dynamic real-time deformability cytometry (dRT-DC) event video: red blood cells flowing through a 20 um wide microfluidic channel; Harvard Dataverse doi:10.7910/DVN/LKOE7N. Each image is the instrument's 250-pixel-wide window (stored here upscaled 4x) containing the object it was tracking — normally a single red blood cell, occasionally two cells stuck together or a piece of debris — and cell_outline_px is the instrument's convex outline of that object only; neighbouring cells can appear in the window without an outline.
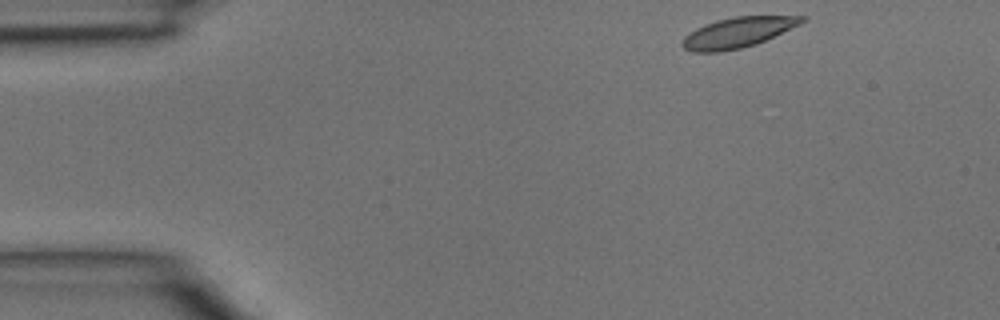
{"species": "common noctule bat (a hibernating species)", "species_latin": "Nyctalus noctula", "temperature_condition": "room temperature", "stored_images_in_passage": 3, "camera_frame_rate_fps": 3000, "um_per_image_px": 0.085, "animal": {"sex": "male", "body_mass_g": 15.6}, "frame": {"image": 1, "passage_image": 1, "time_ms": 0.0, "image_size_px": [1000, 320], "cell_outline_px": [[808, 20], [800, 24], [756, 44], [740, 48], [720, 52], [692, 52], [684, 48], [680, 44], [684, 36], [696, 28], [704, 24], [716, 20], [736, 16], [808, 16]], "centroid_in_image_um": [62.69, 2.76], "position_along_channel_um": 22.3, "area_um2": 21.1}}
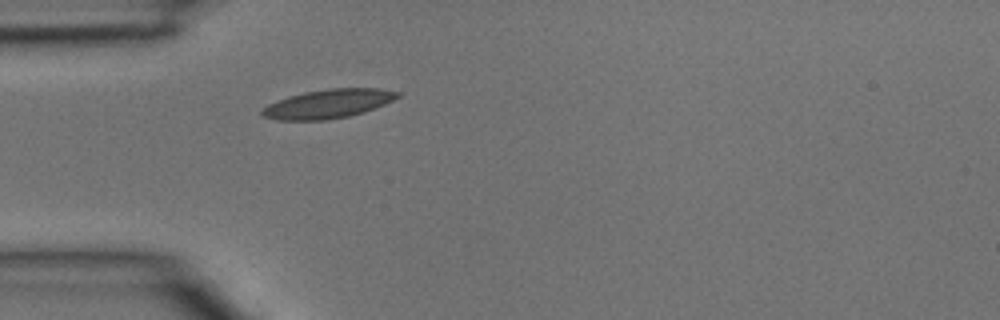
{"frame": {"image": 2, "passage_image": 3, "time_ms": 0.667, "image_size_px": [1000, 320], "cell_outline_px": [[400, 96], [384, 104], [364, 112], [348, 116], [328, 120], [280, 120], [264, 116], [260, 112], [268, 104], [288, 96], [304, 92], [328, 88], [380, 88], [400, 92]], "centroid_in_image_um": [27.91, 8.81], "position_along_channel_um": 57.1, "area_um2": 22.72}}